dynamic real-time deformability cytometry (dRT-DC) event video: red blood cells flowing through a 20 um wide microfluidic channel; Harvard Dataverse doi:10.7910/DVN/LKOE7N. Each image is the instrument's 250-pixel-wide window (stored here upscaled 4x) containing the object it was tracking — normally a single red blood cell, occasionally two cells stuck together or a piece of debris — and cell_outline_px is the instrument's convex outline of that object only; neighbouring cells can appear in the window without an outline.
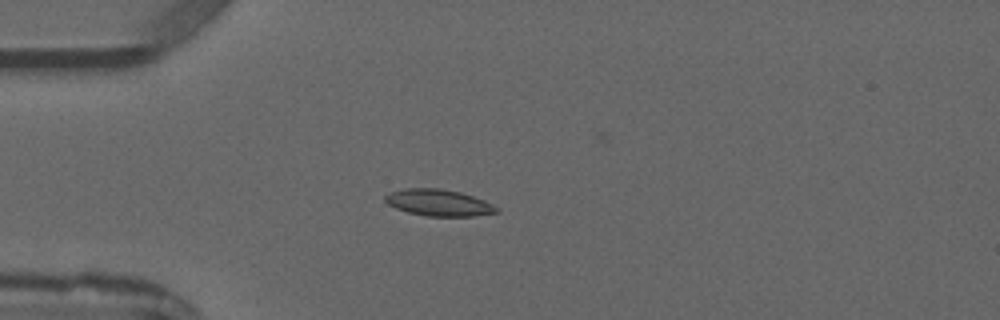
{"species": "common noctule bat (a hibernating species)", "species_latin": "Nyctalus noctula", "temperature_condition": "warm", "stored_images_in_passage": 5, "camera_frame_rate_fps": 3000, "um_per_image_px": 0.085, "animal": {"sex": "male", "forearm_length_mm": 52.5}, "frame": {"image": 1, "passage_image": 4, "time_ms": 3.333, "image_size_px": [1000, 320], "cell_outline_px": [[500, 212], [472, 216], [428, 216], [408, 212], [396, 208], [388, 204], [384, 200], [384, 196], [388, 192], [404, 188], [440, 188], [460, 192], [484, 200], [500, 208]], "centroid_in_image_um": [37.28, 17.22], "position_along_channel_um": 47.7, "area_um2": 17.34}}